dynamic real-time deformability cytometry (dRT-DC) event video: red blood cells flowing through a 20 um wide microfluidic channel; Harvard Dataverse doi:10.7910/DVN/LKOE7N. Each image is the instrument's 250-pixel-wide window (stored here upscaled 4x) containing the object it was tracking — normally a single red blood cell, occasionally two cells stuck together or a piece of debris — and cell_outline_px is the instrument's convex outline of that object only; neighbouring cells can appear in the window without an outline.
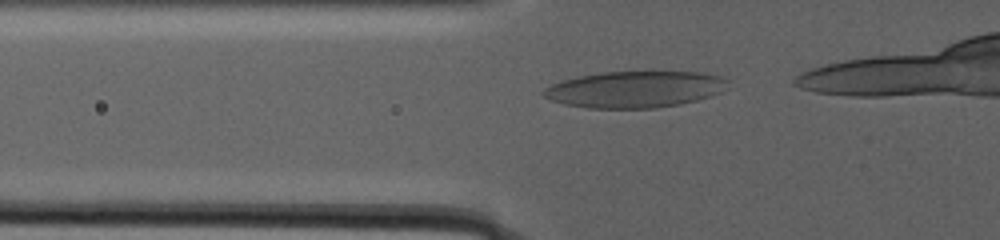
{"species": "human", "species_latin": "Homo sapiens", "temperature_condition": "warm", "stored_images_in_passage": 96, "camera_frame_rate_fps": 3000, "um_per_image_px": 0.085, "donor": {"sex": "male"}, "frame": {"image": 1, "passage_image": 25, "time_ms": 6.333, "image_size_px": [1000, 240], "cell_outline_px": [[728, 80], [720, 92], [712, 96], [680, 104], [656, 108], [588, 108], [564, 104], [552, 100], [544, 96], [540, 92], [544, 88], [552, 84], [564, 80], [580, 76], [600, 72], [648, 68], [700, 72], [720, 76]], "centroid_in_image_um": [53.98, 7.54], "position_along_channel_um": 71.8, "area_um2": 40.4}}
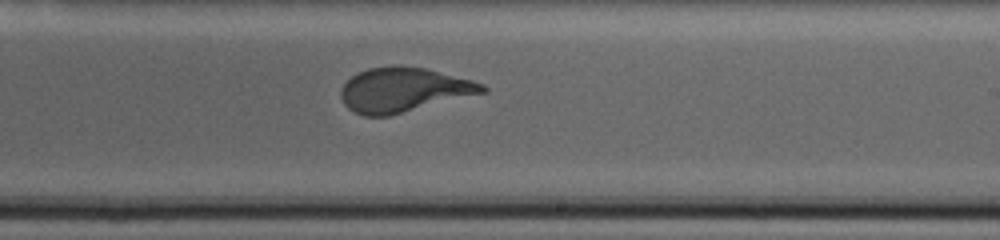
{"frame": {"image": 2, "passage_image": 62, "time_ms": 16.0, "image_size_px": [1000, 240], "cell_outline_px": [[488, 92], [388, 116], [364, 116], [352, 112], [344, 104], [340, 96], [340, 88], [352, 76], [368, 68], [424, 68], [472, 80], [484, 84], [488, 88]], "centroid_in_image_um": [34.31, 7.68], "position_along_channel_um": 254.7, "area_um2": 36.07}}
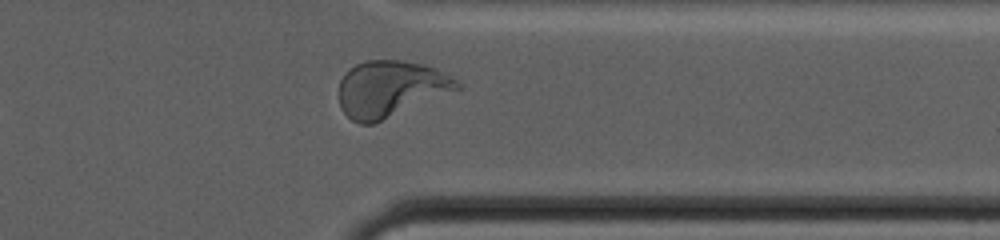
{"frame": {"image": 3, "passage_image": 87, "time_ms": 22.333, "image_size_px": [1000, 240], "cell_outline_px": [[460, 88], [372, 124], [360, 124], [352, 120], [340, 108], [340, 80], [344, 72], [356, 64], [364, 60], [400, 60], [424, 64], [436, 68], [456, 80], [460, 84]], "centroid_in_image_um": [33.14, 7.52], "position_along_channel_um": 378.3, "area_um2": 38.26}}